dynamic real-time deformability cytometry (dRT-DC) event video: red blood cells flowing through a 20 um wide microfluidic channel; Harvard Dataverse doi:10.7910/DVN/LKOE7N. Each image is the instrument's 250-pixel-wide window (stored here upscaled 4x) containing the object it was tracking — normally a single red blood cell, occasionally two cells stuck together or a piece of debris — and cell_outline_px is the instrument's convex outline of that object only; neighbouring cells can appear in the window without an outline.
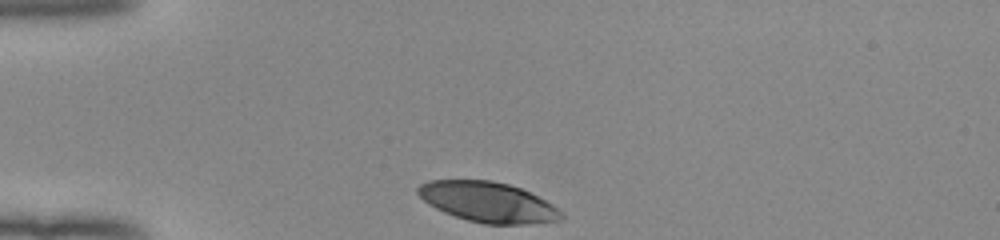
{"species": "human", "species_latin": "Homo sapiens", "temperature_condition": "room temperature", "stored_images_in_passage": 31, "camera_frame_rate_fps": 3000, "um_per_image_px": 0.085, "donor": {"sex": "female"}, "frame": {"image": 1, "passage_image": 1, "time_ms": 0.0, "image_size_px": [1000, 240], "cell_outline_px": [[564, 216], [560, 220], [528, 224], [484, 224], [468, 220], [444, 212], [428, 204], [416, 192], [416, 188], [420, 184], [428, 180], [492, 180], [508, 184], [520, 188], [552, 204]], "centroid_in_image_um": [41.44, 17.17], "position_along_channel_um": 43.6, "area_um2": 33.35}}
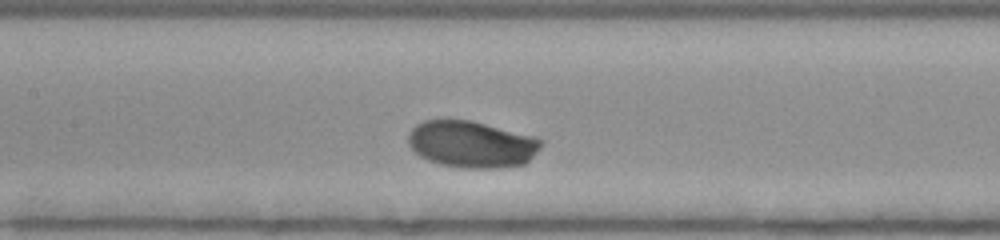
{"frame": {"image": 2, "passage_image": 13, "time_ms": 4.0, "image_size_px": [1000, 240], "cell_outline_px": [[544, 144], [524, 164], [504, 168], [460, 168], [440, 164], [428, 160], [420, 156], [408, 144], [408, 136], [412, 128], [416, 124], [424, 120], [472, 120], [536, 136], [544, 140]], "centroid_in_image_um": [40.12, 12.26], "position_along_channel_um": 167.3, "area_um2": 36.53}}
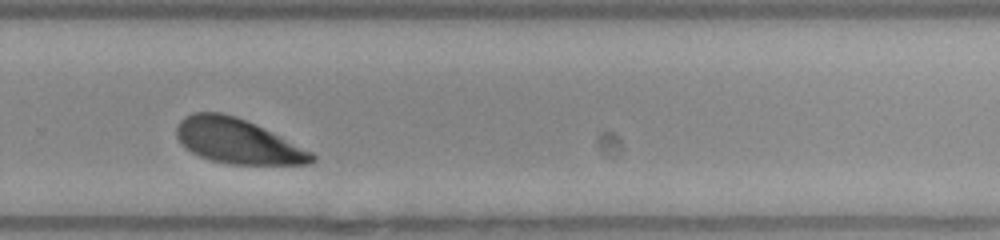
{"frame": {"image": 3, "passage_image": 24, "time_ms": 7.667, "image_size_px": [1000, 240], "cell_outline_px": [[316, 160], [312, 164], [228, 164], [212, 160], [200, 156], [184, 148], [176, 136], [176, 124], [184, 116], [192, 112], [220, 112], [236, 116], [312, 152], [316, 156]], "centroid_in_image_um": [20.13, 12.0], "position_along_channel_um": 309.7, "area_um2": 35.03}, "authors_computed_cell_mechanics": {"area_um2": 35.9516, "velocity_mm_per_s": 3.8999, "shape_relaxation_time_tau1_ms": 2.2263, "shape_relaxation_time_tau2_ms": null, "deformation_change_tau1": 0.1439, "deformation_change_tau2": null}}